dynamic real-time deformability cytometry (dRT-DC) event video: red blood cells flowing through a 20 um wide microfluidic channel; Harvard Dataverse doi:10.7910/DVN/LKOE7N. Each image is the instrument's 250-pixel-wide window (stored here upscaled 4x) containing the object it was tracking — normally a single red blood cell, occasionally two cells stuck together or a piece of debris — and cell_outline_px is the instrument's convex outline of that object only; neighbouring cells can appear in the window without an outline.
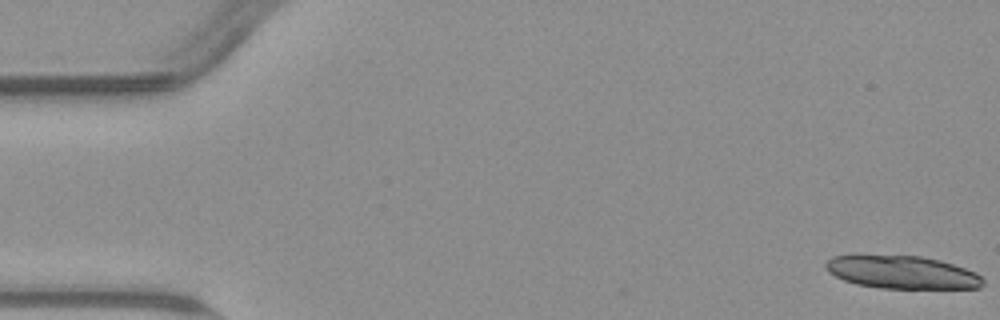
{"species": "common noctule bat (a hibernating species)", "species_latin": "Nyctalus noctula", "temperature_condition": "warm", "stored_images_in_passage": 16, "camera_frame_rate_fps": 3000, "um_per_image_px": 0.085, "animal": {"sex": "male", "body_mass_g": 23.1, "forearm_length_mm": 52.7}, "frame": {"image": 1, "passage_image": 1, "time_ms": 0.0, "image_size_px": [1000, 320], "cell_outline_px": [[984, 284], [980, 288], [880, 288], [856, 284], [844, 280], [828, 272], [824, 268], [824, 264], [832, 256], [920, 256], [940, 260], [976, 272], [984, 280]], "centroid_in_image_um": [76.68, 23.15], "position_along_channel_um": 8.3, "area_um2": 29.88}}